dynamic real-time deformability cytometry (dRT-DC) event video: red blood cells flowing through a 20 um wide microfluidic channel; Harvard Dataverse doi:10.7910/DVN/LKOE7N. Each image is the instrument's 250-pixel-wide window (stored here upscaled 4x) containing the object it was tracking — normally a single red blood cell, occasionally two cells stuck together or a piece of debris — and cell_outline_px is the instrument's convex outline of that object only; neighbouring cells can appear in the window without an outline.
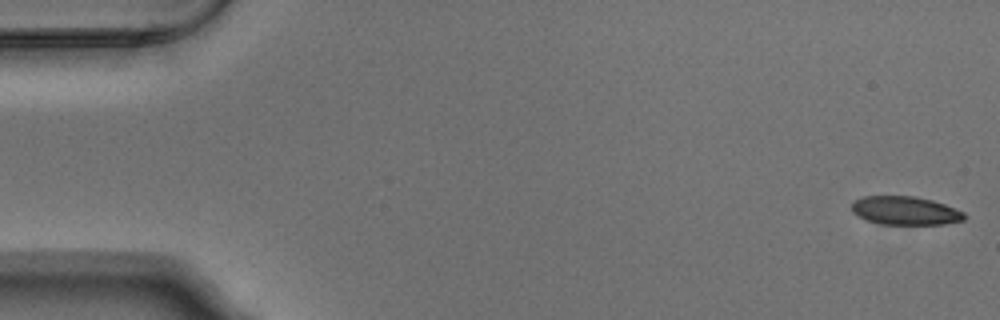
{"species": "Egyptian fruit bat (a non-hibernating species)", "species_latin": "Rousettus aegyptiacus", "temperature_condition": "warm", "stored_images_in_passage": 4, "segment_of_instrument_passage": [2, 2], "camera_frame_rate_fps": 3000, "um_per_image_px": 0.085, "animal": {"sex": "male"}, "frame": {"image": 1, "passage_image": 4, "time_ms": 1.0, "image_size_px": [1000, 320], "cell_outline_px": [[964, 220], [944, 224], [884, 224], [868, 220], [852, 212], [852, 204], [856, 200], [864, 196], [912, 196], [932, 200], [944, 204], [964, 212]], "centroid_in_image_um": [76.96, 17.9], "position_along_channel_um": 8.0, "area_um2": 18.38}}